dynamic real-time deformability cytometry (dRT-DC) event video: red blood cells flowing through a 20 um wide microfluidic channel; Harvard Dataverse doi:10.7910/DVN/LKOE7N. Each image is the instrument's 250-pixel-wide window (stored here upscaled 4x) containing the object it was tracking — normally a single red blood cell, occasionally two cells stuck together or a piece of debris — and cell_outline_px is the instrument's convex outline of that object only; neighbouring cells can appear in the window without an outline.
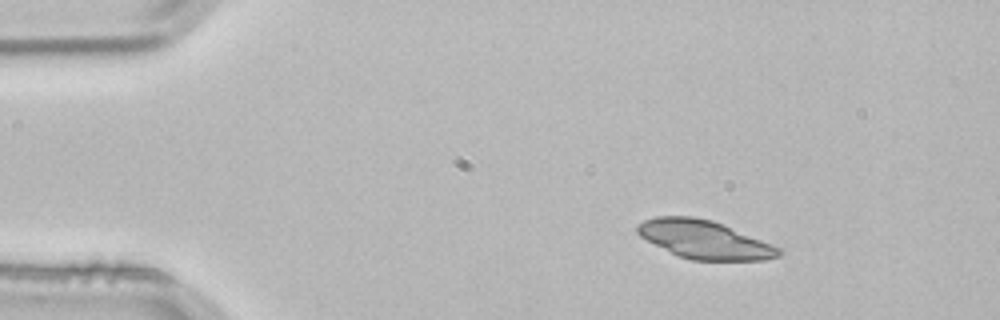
{"species": "common noctule bat (a hibernating species)", "species_latin": "Nyctalus noctula", "temperature_condition": "room temperature", "stored_images_in_passage": 2, "camera_frame_rate_fps": 3000, "um_per_image_px": 0.085, "animal": {"sex": "male", "body_mass_g": 21.5, "forearm_length_mm": 52.0}, "frame": {"image": 1, "passage_image": 1, "time_ms": 0.0, "image_size_px": [1000, 320], "cell_outline_px": [[784, 252], [780, 256], [768, 260], [692, 260], [676, 256], [640, 236], [636, 232], [636, 228], [644, 220], [656, 216], [692, 216], [712, 220], [772, 244], [780, 248]], "centroid_in_image_um": [59.88, 20.37], "position_along_channel_um": 25.1, "area_um2": 31.5}}